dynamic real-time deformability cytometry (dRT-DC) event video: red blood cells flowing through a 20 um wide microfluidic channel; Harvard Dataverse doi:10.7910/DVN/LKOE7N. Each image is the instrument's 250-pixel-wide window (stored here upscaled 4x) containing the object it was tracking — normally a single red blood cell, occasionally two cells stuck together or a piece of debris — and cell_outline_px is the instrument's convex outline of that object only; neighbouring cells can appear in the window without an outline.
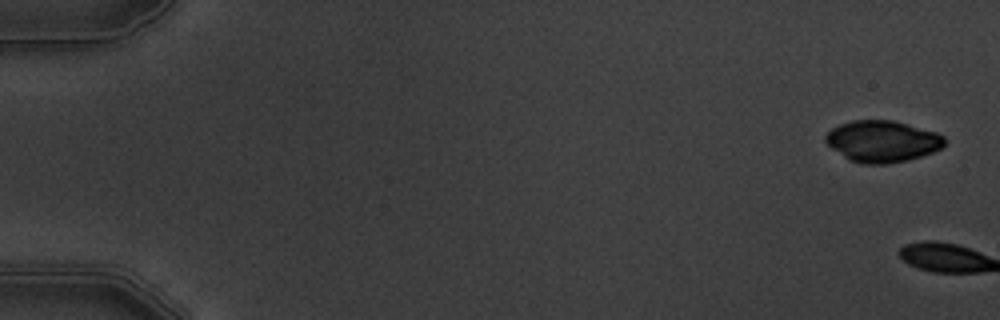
{"species": "common noctule bat (a hibernating species)", "species_latin": "Nyctalus noctula", "temperature_condition": "warm", "stored_images_in_passage": 7, "camera_frame_rate_fps": 3000, "um_per_image_px": 0.085, "animal": {"sex": "male", "body_mass_g": 19.5, "forearm_length_mm": 54.6}, "frame": {"image": 1, "passage_image": 1, "time_ms": 0.0, "image_size_px": [1000, 320], "cell_outline_px": [[944, 144], [940, 148], [932, 152], [908, 160], [888, 164], [860, 164], [848, 160], [832, 148], [824, 140], [824, 136], [832, 128], [840, 124], [852, 120], [892, 120], [908, 124], [936, 132], [944, 136]], "centroid_in_image_um": [74.97, 12.01], "position_along_channel_um": 10.0, "area_um2": 28.78}}
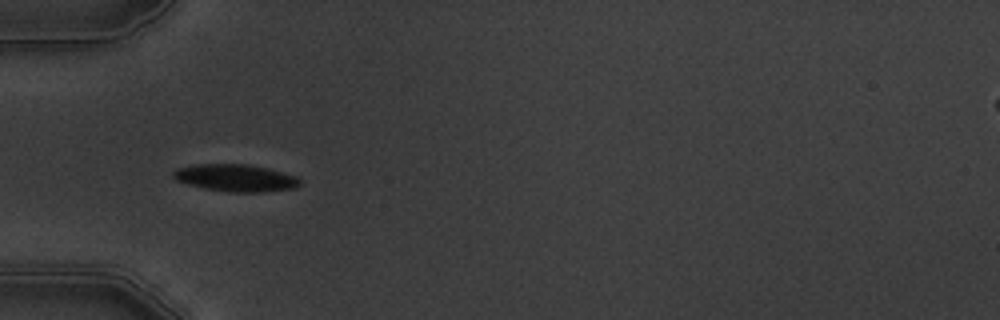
{"frame": {"image": 2, "passage_image": 6, "time_ms": 6.667, "image_size_px": [1000, 320], "cell_outline_px": [[300, 184], [292, 188], [260, 192], [228, 192], [204, 188], [188, 184], [176, 180], [172, 176], [172, 172], [180, 168], [196, 164], [248, 164], [268, 168], [296, 176], [300, 180]], "centroid_in_image_um": [20.01, 15.12], "position_along_channel_um": 65.0, "area_um2": 19.88}}